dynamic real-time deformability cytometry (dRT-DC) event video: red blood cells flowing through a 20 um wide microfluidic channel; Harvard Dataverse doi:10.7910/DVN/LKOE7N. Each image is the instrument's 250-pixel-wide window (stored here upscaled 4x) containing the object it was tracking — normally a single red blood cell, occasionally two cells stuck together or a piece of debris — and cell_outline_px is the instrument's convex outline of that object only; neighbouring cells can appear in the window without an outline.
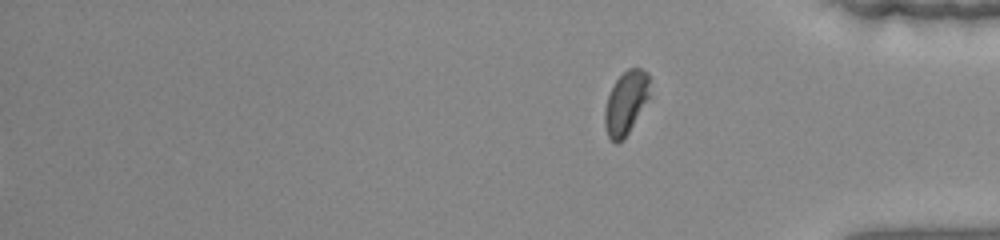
{"species": "common noctule bat (a hibernating species)", "species_latin": "Nyctalus noctula", "temperature_condition": "warm", "stored_images_in_passage": 36, "segment_of_instrument_passage": [2, 2], "camera_frame_rate_fps": 3000, "um_per_image_px": 0.085, "animal": {"sex": "female", "body_mass_g": 22.0, "forearm_length_mm": 56.7}, "frame": {"image": 1, "passage_image": 36, "time_ms": 11.667, "image_size_px": [1000, 240], "cell_outline_px": [[652, 96], [628, 132], [616, 144], [608, 136], [604, 124], [604, 112], [608, 96], [616, 80], [628, 68], [640, 68], [648, 72]], "centroid_in_image_um": [53.25, 8.7], "position_along_channel_um": 382.0, "area_um2": 16.7}}